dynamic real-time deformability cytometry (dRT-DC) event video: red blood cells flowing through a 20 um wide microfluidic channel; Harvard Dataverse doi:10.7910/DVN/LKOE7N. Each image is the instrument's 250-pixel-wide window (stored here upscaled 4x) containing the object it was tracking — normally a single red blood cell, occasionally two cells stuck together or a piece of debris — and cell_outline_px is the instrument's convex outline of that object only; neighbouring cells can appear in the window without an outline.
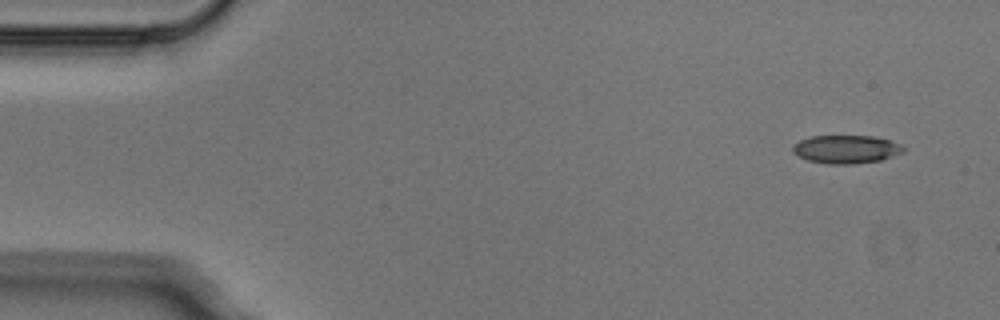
{"species": "Egyptian fruit bat (a non-hibernating species)", "species_latin": "Rousettus aegyptiacus", "temperature_condition": "cold", "stored_images_in_passage": 3, "camera_frame_rate_fps": 3000, "um_per_image_px": 0.085, "animal": {"sex": "male"}, "frame": {"image": 1, "passage_image": 1, "time_ms": 0.0, "image_size_px": [1000, 320], "cell_outline_px": [[904, 152], [880, 160], [852, 164], [828, 164], [808, 160], [792, 152], [792, 148], [800, 140], [808, 136], [872, 136], [888, 140], [900, 144], [904, 148]], "centroid_in_image_um": [71.91, 12.68], "position_along_channel_um": 13.1, "area_um2": 18.03}}
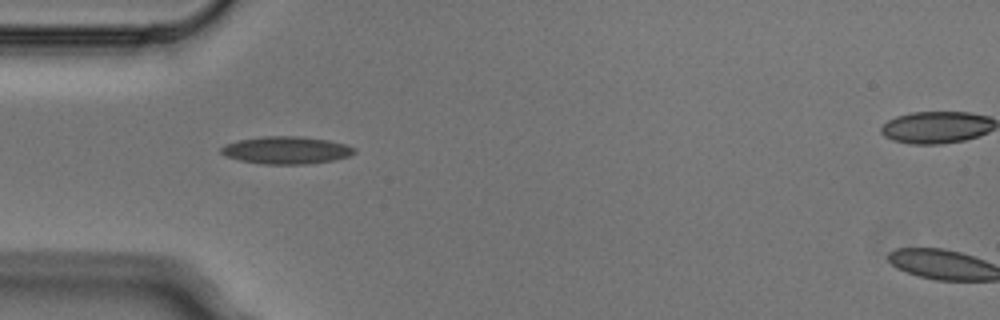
{"frame": {"image": 2, "passage_image": 3, "time_ms": 0.667, "image_size_px": [1000, 320], "cell_outline_px": [[356, 152], [348, 156], [332, 160], [308, 164], [264, 164], [240, 160], [224, 156], [220, 152], [220, 148], [224, 144], [240, 140], [264, 136], [304, 136], [328, 140], [348, 144], [356, 148]], "centroid_in_image_um": [24.35, 12.76], "position_along_channel_um": 60.7, "area_um2": 21.44}}